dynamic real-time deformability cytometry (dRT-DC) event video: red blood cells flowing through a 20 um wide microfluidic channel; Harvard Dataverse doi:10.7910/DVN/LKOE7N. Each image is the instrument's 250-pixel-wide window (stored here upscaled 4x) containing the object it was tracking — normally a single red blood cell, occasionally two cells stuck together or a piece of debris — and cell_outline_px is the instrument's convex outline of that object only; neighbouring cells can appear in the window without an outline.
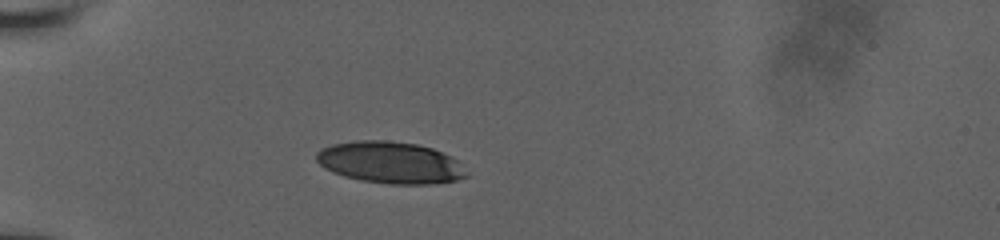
{"species": "human", "species_latin": "Homo sapiens", "temperature_condition": "room temperature", "stored_images_in_passage": 7, "camera_frame_rate_fps": 3000, "um_per_image_px": 0.085, "donor": {"sex": "male"}, "frame": {"image": 1, "passage_image": 2, "time_ms": 0.667, "image_size_px": [1000, 240], "cell_outline_px": [[472, 176], [456, 180], [432, 184], [388, 184], [360, 180], [344, 176], [332, 172], [324, 168], [316, 160], [316, 152], [320, 148], [332, 144], [360, 140], [384, 140], [416, 144], [432, 148], [452, 156]], "centroid_in_image_um": [33.18, 13.82], "position_along_channel_um": 51.8, "area_um2": 36.76}}
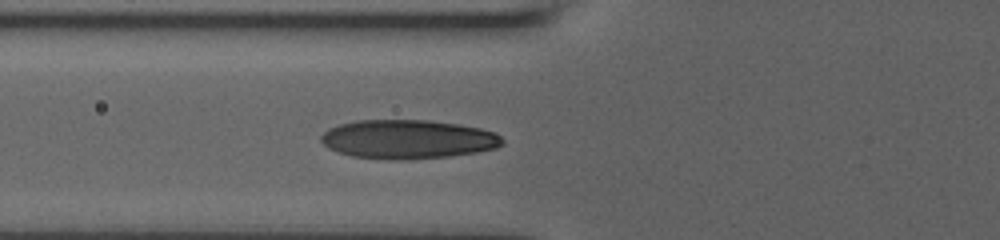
{"frame": {"image": 2, "passage_image": 4, "time_ms": 2.333, "image_size_px": [1000, 240], "cell_outline_px": [[504, 144], [496, 148], [476, 152], [448, 156], [404, 160], [392, 160], [352, 156], [328, 148], [320, 140], [320, 136], [328, 128], [340, 124], [356, 120], [428, 120], [460, 124], [480, 128], [496, 132], [504, 140]], "centroid_in_image_um": [34.68, 11.83], "position_along_channel_um": 91.1, "area_um2": 41.33}}
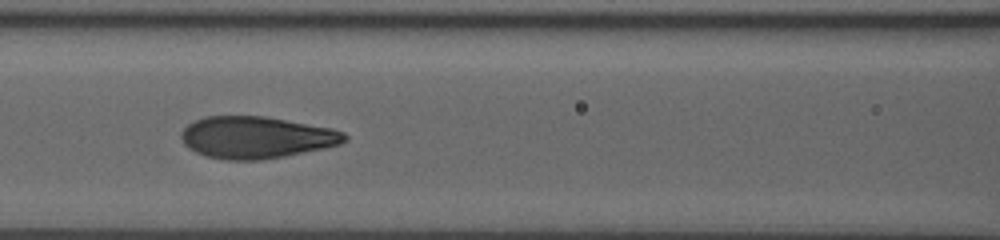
{"frame": {"image": 3, "passage_image": 6, "time_ms": 3.667, "image_size_px": [1000, 240], "cell_outline_px": [[348, 140], [340, 144], [324, 148], [284, 156], [260, 160], [224, 160], [208, 156], [196, 152], [188, 148], [184, 144], [180, 136], [180, 132], [188, 124], [204, 116], [264, 116], [332, 128], [344, 132], [348, 136]], "centroid_in_image_um": [21.78, 11.68], "position_along_channel_um": 144.8, "area_um2": 39.94}}